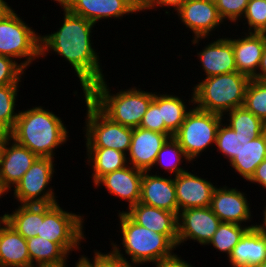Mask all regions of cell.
<instances>
[{
  "label": "cell",
  "instance_id": "obj_39",
  "mask_svg": "<svg viewBox=\"0 0 266 267\" xmlns=\"http://www.w3.org/2000/svg\"><path fill=\"white\" fill-rule=\"evenodd\" d=\"M139 127L158 133H164L169 138L174 135L165 127L162 120L161 109L152 101L142 117Z\"/></svg>",
  "mask_w": 266,
  "mask_h": 267
},
{
  "label": "cell",
  "instance_id": "obj_28",
  "mask_svg": "<svg viewBox=\"0 0 266 267\" xmlns=\"http://www.w3.org/2000/svg\"><path fill=\"white\" fill-rule=\"evenodd\" d=\"M25 239L38 236L40 233V204H18L12 213L0 216Z\"/></svg>",
  "mask_w": 266,
  "mask_h": 267
},
{
  "label": "cell",
  "instance_id": "obj_15",
  "mask_svg": "<svg viewBox=\"0 0 266 267\" xmlns=\"http://www.w3.org/2000/svg\"><path fill=\"white\" fill-rule=\"evenodd\" d=\"M208 178H202L190 171L180 173L174 177L176 198L179 211L188 208L210 207L214 186Z\"/></svg>",
  "mask_w": 266,
  "mask_h": 267
},
{
  "label": "cell",
  "instance_id": "obj_22",
  "mask_svg": "<svg viewBox=\"0 0 266 267\" xmlns=\"http://www.w3.org/2000/svg\"><path fill=\"white\" fill-rule=\"evenodd\" d=\"M244 33V34H243ZM241 37L229 38L232 42L237 71L251 79L257 74L266 44V33L242 32Z\"/></svg>",
  "mask_w": 266,
  "mask_h": 267
},
{
  "label": "cell",
  "instance_id": "obj_37",
  "mask_svg": "<svg viewBox=\"0 0 266 267\" xmlns=\"http://www.w3.org/2000/svg\"><path fill=\"white\" fill-rule=\"evenodd\" d=\"M26 72L19 62L8 56L0 55V87L21 85V78Z\"/></svg>",
  "mask_w": 266,
  "mask_h": 267
},
{
  "label": "cell",
  "instance_id": "obj_11",
  "mask_svg": "<svg viewBox=\"0 0 266 267\" xmlns=\"http://www.w3.org/2000/svg\"><path fill=\"white\" fill-rule=\"evenodd\" d=\"M175 14L186 29L189 28L188 30L194 34L191 40L194 47L199 45L201 40L210 38L216 29L221 28V24H225L216 4L207 0H186Z\"/></svg>",
  "mask_w": 266,
  "mask_h": 267
},
{
  "label": "cell",
  "instance_id": "obj_34",
  "mask_svg": "<svg viewBox=\"0 0 266 267\" xmlns=\"http://www.w3.org/2000/svg\"><path fill=\"white\" fill-rule=\"evenodd\" d=\"M21 85H5L0 87V124L10 132L16 123L19 112L15 111ZM17 112V113H16Z\"/></svg>",
  "mask_w": 266,
  "mask_h": 267
},
{
  "label": "cell",
  "instance_id": "obj_49",
  "mask_svg": "<svg viewBox=\"0 0 266 267\" xmlns=\"http://www.w3.org/2000/svg\"><path fill=\"white\" fill-rule=\"evenodd\" d=\"M264 204H266V203H264ZM263 207H264V210L262 213H263V220L264 221L262 222V224L261 223L260 224L255 223V227H258V228L266 227V205Z\"/></svg>",
  "mask_w": 266,
  "mask_h": 267
},
{
  "label": "cell",
  "instance_id": "obj_56",
  "mask_svg": "<svg viewBox=\"0 0 266 267\" xmlns=\"http://www.w3.org/2000/svg\"><path fill=\"white\" fill-rule=\"evenodd\" d=\"M207 1L216 4L219 0H207Z\"/></svg>",
  "mask_w": 266,
  "mask_h": 267
},
{
  "label": "cell",
  "instance_id": "obj_43",
  "mask_svg": "<svg viewBox=\"0 0 266 267\" xmlns=\"http://www.w3.org/2000/svg\"><path fill=\"white\" fill-rule=\"evenodd\" d=\"M93 252L91 259L86 255H79L80 258L75 262V267H99V251L96 249Z\"/></svg>",
  "mask_w": 266,
  "mask_h": 267
},
{
  "label": "cell",
  "instance_id": "obj_26",
  "mask_svg": "<svg viewBox=\"0 0 266 267\" xmlns=\"http://www.w3.org/2000/svg\"><path fill=\"white\" fill-rule=\"evenodd\" d=\"M86 152V163L92 167L94 184L105 174L128 165L127 155L112 148H86Z\"/></svg>",
  "mask_w": 266,
  "mask_h": 267
},
{
  "label": "cell",
  "instance_id": "obj_48",
  "mask_svg": "<svg viewBox=\"0 0 266 267\" xmlns=\"http://www.w3.org/2000/svg\"><path fill=\"white\" fill-rule=\"evenodd\" d=\"M10 190L3 184L2 180L0 179V198H3V196L8 194ZM2 196V197H1Z\"/></svg>",
  "mask_w": 266,
  "mask_h": 267
},
{
  "label": "cell",
  "instance_id": "obj_16",
  "mask_svg": "<svg viewBox=\"0 0 266 267\" xmlns=\"http://www.w3.org/2000/svg\"><path fill=\"white\" fill-rule=\"evenodd\" d=\"M169 137L141 127L132 129V138L127 162L132 167L144 171H151L157 154Z\"/></svg>",
  "mask_w": 266,
  "mask_h": 267
},
{
  "label": "cell",
  "instance_id": "obj_4",
  "mask_svg": "<svg viewBox=\"0 0 266 267\" xmlns=\"http://www.w3.org/2000/svg\"><path fill=\"white\" fill-rule=\"evenodd\" d=\"M107 79L93 84L85 96L110 120L129 128L139 127L142 117L154 99V92H145L138 87L120 89L111 93Z\"/></svg>",
  "mask_w": 266,
  "mask_h": 267
},
{
  "label": "cell",
  "instance_id": "obj_55",
  "mask_svg": "<svg viewBox=\"0 0 266 267\" xmlns=\"http://www.w3.org/2000/svg\"><path fill=\"white\" fill-rule=\"evenodd\" d=\"M45 267H68V263L65 265H60V266H45Z\"/></svg>",
  "mask_w": 266,
  "mask_h": 267
},
{
  "label": "cell",
  "instance_id": "obj_25",
  "mask_svg": "<svg viewBox=\"0 0 266 267\" xmlns=\"http://www.w3.org/2000/svg\"><path fill=\"white\" fill-rule=\"evenodd\" d=\"M26 242L30 256V267L67 264L69 254L58 243L51 242L39 236L28 238Z\"/></svg>",
  "mask_w": 266,
  "mask_h": 267
},
{
  "label": "cell",
  "instance_id": "obj_33",
  "mask_svg": "<svg viewBox=\"0 0 266 267\" xmlns=\"http://www.w3.org/2000/svg\"><path fill=\"white\" fill-rule=\"evenodd\" d=\"M251 140L252 138L236 133L225 121H222L217 131L215 146L218 148L216 151L230 163L240 153L244 144Z\"/></svg>",
  "mask_w": 266,
  "mask_h": 267
},
{
  "label": "cell",
  "instance_id": "obj_21",
  "mask_svg": "<svg viewBox=\"0 0 266 267\" xmlns=\"http://www.w3.org/2000/svg\"><path fill=\"white\" fill-rule=\"evenodd\" d=\"M216 38L197 52L205 78L237 71L232 42L228 37Z\"/></svg>",
  "mask_w": 266,
  "mask_h": 267
},
{
  "label": "cell",
  "instance_id": "obj_45",
  "mask_svg": "<svg viewBox=\"0 0 266 267\" xmlns=\"http://www.w3.org/2000/svg\"><path fill=\"white\" fill-rule=\"evenodd\" d=\"M99 267H125L124 264H119L112 261L105 252L99 251Z\"/></svg>",
  "mask_w": 266,
  "mask_h": 267
},
{
  "label": "cell",
  "instance_id": "obj_14",
  "mask_svg": "<svg viewBox=\"0 0 266 267\" xmlns=\"http://www.w3.org/2000/svg\"><path fill=\"white\" fill-rule=\"evenodd\" d=\"M38 156L9 135L4 136L0 147V179L11 188L22 179Z\"/></svg>",
  "mask_w": 266,
  "mask_h": 267
},
{
  "label": "cell",
  "instance_id": "obj_18",
  "mask_svg": "<svg viewBox=\"0 0 266 267\" xmlns=\"http://www.w3.org/2000/svg\"><path fill=\"white\" fill-rule=\"evenodd\" d=\"M142 175V170L128 164L122 169L105 174L93 185L95 188L103 186L110 195L120 198V201H127V210L140 201Z\"/></svg>",
  "mask_w": 266,
  "mask_h": 267
},
{
  "label": "cell",
  "instance_id": "obj_1",
  "mask_svg": "<svg viewBox=\"0 0 266 267\" xmlns=\"http://www.w3.org/2000/svg\"><path fill=\"white\" fill-rule=\"evenodd\" d=\"M61 8L64 15L61 27L51 34L40 35V57L45 59L50 51L64 57L71 64L85 94L93 84L106 76L91 39L96 24L71 13L64 6Z\"/></svg>",
  "mask_w": 266,
  "mask_h": 267
},
{
  "label": "cell",
  "instance_id": "obj_29",
  "mask_svg": "<svg viewBox=\"0 0 266 267\" xmlns=\"http://www.w3.org/2000/svg\"><path fill=\"white\" fill-rule=\"evenodd\" d=\"M153 102L161 109L162 120L165 122V127L174 135L184 122L187 114L192 110V106L187 107L183 96L180 98L175 94L154 92Z\"/></svg>",
  "mask_w": 266,
  "mask_h": 267
},
{
  "label": "cell",
  "instance_id": "obj_38",
  "mask_svg": "<svg viewBox=\"0 0 266 267\" xmlns=\"http://www.w3.org/2000/svg\"><path fill=\"white\" fill-rule=\"evenodd\" d=\"M248 3L249 0H219L216 7L224 22L235 25L243 18Z\"/></svg>",
  "mask_w": 266,
  "mask_h": 267
},
{
  "label": "cell",
  "instance_id": "obj_42",
  "mask_svg": "<svg viewBox=\"0 0 266 267\" xmlns=\"http://www.w3.org/2000/svg\"><path fill=\"white\" fill-rule=\"evenodd\" d=\"M248 182L258 184V186H262L264 190L266 189V159L256 167L254 174Z\"/></svg>",
  "mask_w": 266,
  "mask_h": 267
},
{
  "label": "cell",
  "instance_id": "obj_23",
  "mask_svg": "<svg viewBox=\"0 0 266 267\" xmlns=\"http://www.w3.org/2000/svg\"><path fill=\"white\" fill-rule=\"evenodd\" d=\"M231 267H253L266 261V239L258 227L249 228L227 258Z\"/></svg>",
  "mask_w": 266,
  "mask_h": 267
},
{
  "label": "cell",
  "instance_id": "obj_44",
  "mask_svg": "<svg viewBox=\"0 0 266 267\" xmlns=\"http://www.w3.org/2000/svg\"><path fill=\"white\" fill-rule=\"evenodd\" d=\"M252 79L266 81V44L264 46L263 55L258 67V72Z\"/></svg>",
  "mask_w": 266,
  "mask_h": 267
},
{
  "label": "cell",
  "instance_id": "obj_13",
  "mask_svg": "<svg viewBox=\"0 0 266 267\" xmlns=\"http://www.w3.org/2000/svg\"><path fill=\"white\" fill-rule=\"evenodd\" d=\"M240 189L231 188L226 185L216 187L210 203L213 213L221 220V222L236 223L245 226H255V224H247L252 221V211L249 206L248 197L245 192ZM246 195V196H245Z\"/></svg>",
  "mask_w": 266,
  "mask_h": 267
},
{
  "label": "cell",
  "instance_id": "obj_10",
  "mask_svg": "<svg viewBox=\"0 0 266 267\" xmlns=\"http://www.w3.org/2000/svg\"><path fill=\"white\" fill-rule=\"evenodd\" d=\"M52 157H38L13 188V197L20 204H55L58 198L51 184L55 173ZM48 188V189H47Z\"/></svg>",
  "mask_w": 266,
  "mask_h": 267
},
{
  "label": "cell",
  "instance_id": "obj_30",
  "mask_svg": "<svg viewBox=\"0 0 266 267\" xmlns=\"http://www.w3.org/2000/svg\"><path fill=\"white\" fill-rule=\"evenodd\" d=\"M223 116V121L236 133L255 139L263 134L264 122L244 106L230 110Z\"/></svg>",
  "mask_w": 266,
  "mask_h": 267
},
{
  "label": "cell",
  "instance_id": "obj_8",
  "mask_svg": "<svg viewBox=\"0 0 266 267\" xmlns=\"http://www.w3.org/2000/svg\"><path fill=\"white\" fill-rule=\"evenodd\" d=\"M191 91V99L185 100L193 108L173 137L193 163L204 151L206 152V149L209 150V146H215L217 131L223 121V116L197 109L194 106L193 90Z\"/></svg>",
  "mask_w": 266,
  "mask_h": 267
},
{
  "label": "cell",
  "instance_id": "obj_27",
  "mask_svg": "<svg viewBox=\"0 0 266 267\" xmlns=\"http://www.w3.org/2000/svg\"><path fill=\"white\" fill-rule=\"evenodd\" d=\"M266 159V139L262 134L246 142L240 153L230 162L234 171L248 181L254 174L256 167Z\"/></svg>",
  "mask_w": 266,
  "mask_h": 267
},
{
  "label": "cell",
  "instance_id": "obj_47",
  "mask_svg": "<svg viewBox=\"0 0 266 267\" xmlns=\"http://www.w3.org/2000/svg\"><path fill=\"white\" fill-rule=\"evenodd\" d=\"M10 7L11 6L5 0H0V16Z\"/></svg>",
  "mask_w": 266,
  "mask_h": 267
},
{
  "label": "cell",
  "instance_id": "obj_5",
  "mask_svg": "<svg viewBox=\"0 0 266 267\" xmlns=\"http://www.w3.org/2000/svg\"><path fill=\"white\" fill-rule=\"evenodd\" d=\"M251 78L238 71L199 80L194 87V106L197 109L225 116L243 106Z\"/></svg>",
  "mask_w": 266,
  "mask_h": 267
},
{
  "label": "cell",
  "instance_id": "obj_53",
  "mask_svg": "<svg viewBox=\"0 0 266 267\" xmlns=\"http://www.w3.org/2000/svg\"><path fill=\"white\" fill-rule=\"evenodd\" d=\"M253 267H266V261L261 263V264H259V265H255Z\"/></svg>",
  "mask_w": 266,
  "mask_h": 267
},
{
  "label": "cell",
  "instance_id": "obj_20",
  "mask_svg": "<svg viewBox=\"0 0 266 267\" xmlns=\"http://www.w3.org/2000/svg\"><path fill=\"white\" fill-rule=\"evenodd\" d=\"M118 212H125L135 223L156 233L166 235L177 246L178 225L175 213L140 202L127 211L119 210Z\"/></svg>",
  "mask_w": 266,
  "mask_h": 267
},
{
  "label": "cell",
  "instance_id": "obj_3",
  "mask_svg": "<svg viewBox=\"0 0 266 267\" xmlns=\"http://www.w3.org/2000/svg\"><path fill=\"white\" fill-rule=\"evenodd\" d=\"M117 217L120 219L118 221L122 235L120 241L125 254L121 252L119 244L111 242L112 248L105 254L112 261L128 266H140L145 263L158 262L174 254L173 251L177 246L166 235L135 223L125 212H118Z\"/></svg>",
  "mask_w": 266,
  "mask_h": 267
},
{
  "label": "cell",
  "instance_id": "obj_35",
  "mask_svg": "<svg viewBox=\"0 0 266 267\" xmlns=\"http://www.w3.org/2000/svg\"><path fill=\"white\" fill-rule=\"evenodd\" d=\"M243 106L266 123V81L250 80Z\"/></svg>",
  "mask_w": 266,
  "mask_h": 267
},
{
  "label": "cell",
  "instance_id": "obj_31",
  "mask_svg": "<svg viewBox=\"0 0 266 267\" xmlns=\"http://www.w3.org/2000/svg\"><path fill=\"white\" fill-rule=\"evenodd\" d=\"M184 160L189 164L192 163L179 145V142L174 137H170L158 152L153 168L155 167L158 170L160 166L165 173L168 172V174L170 173L171 176L175 177L187 171L183 166H180Z\"/></svg>",
  "mask_w": 266,
  "mask_h": 267
},
{
  "label": "cell",
  "instance_id": "obj_54",
  "mask_svg": "<svg viewBox=\"0 0 266 267\" xmlns=\"http://www.w3.org/2000/svg\"><path fill=\"white\" fill-rule=\"evenodd\" d=\"M263 135L265 136V139H266V123L264 124Z\"/></svg>",
  "mask_w": 266,
  "mask_h": 267
},
{
  "label": "cell",
  "instance_id": "obj_7",
  "mask_svg": "<svg viewBox=\"0 0 266 267\" xmlns=\"http://www.w3.org/2000/svg\"><path fill=\"white\" fill-rule=\"evenodd\" d=\"M84 216L64 210L59 202L40 204L39 237L58 243L70 256L72 251L80 250L81 241H85L83 231Z\"/></svg>",
  "mask_w": 266,
  "mask_h": 267
},
{
  "label": "cell",
  "instance_id": "obj_46",
  "mask_svg": "<svg viewBox=\"0 0 266 267\" xmlns=\"http://www.w3.org/2000/svg\"><path fill=\"white\" fill-rule=\"evenodd\" d=\"M137 13L142 12L145 0H125Z\"/></svg>",
  "mask_w": 266,
  "mask_h": 267
},
{
  "label": "cell",
  "instance_id": "obj_51",
  "mask_svg": "<svg viewBox=\"0 0 266 267\" xmlns=\"http://www.w3.org/2000/svg\"><path fill=\"white\" fill-rule=\"evenodd\" d=\"M55 3H57L60 6H63L68 0H53Z\"/></svg>",
  "mask_w": 266,
  "mask_h": 267
},
{
  "label": "cell",
  "instance_id": "obj_9",
  "mask_svg": "<svg viewBox=\"0 0 266 267\" xmlns=\"http://www.w3.org/2000/svg\"><path fill=\"white\" fill-rule=\"evenodd\" d=\"M86 104L85 128L86 148H112L127 155L132 138V128L115 123L105 116L83 94Z\"/></svg>",
  "mask_w": 266,
  "mask_h": 267
},
{
  "label": "cell",
  "instance_id": "obj_40",
  "mask_svg": "<svg viewBox=\"0 0 266 267\" xmlns=\"http://www.w3.org/2000/svg\"><path fill=\"white\" fill-rule=\"evenodd\" d=\"M186 2V0H145L144 5H143V12L147 10H156V8H169L171 7L174 9V11H178L181 6Z\"/></svg>",
  "mask_w": 266,
  "mask_h": 267
},
{
  "label": "cell",
  "instance_id": "obj_19",
  "mask_svg": "<svg viewBox=\"0 0 266 267\" xmlns=\"http://www.w3.org/2000/svg\"><path fill=\"white\" fill-rule=\"evenodd\" d=\"M63 6L94 24L102 19L121 20L123 16L136 14L125 0H68Z\"/></svg>",
  "mask_w": 266,
  "mask_h": 267
},
{
  "label": "cell",
  "instance_id": "obj_50",
  "mask_svg": "<svg viewBox=\"0 0 266 267\" xmlns=\"http://www.w3.org/2000/svg\"><path fill=\"white\" fill-rule=\"evenodd\" d=\"M0 135L7 136L9 132L0 124Z\"/></svg>",
  "mask_w": 266,
  "mask_h": 267
},
{
  "label": "cell",
  "instance_id": "obj_41",
  "mask_svg": "<svg viewBox=\"0 0 266 267\" xmlns=\"http://www.w3.org/2000/svg\"><path fill=\"white\" fill-rule=\"evenodd\" d=\"M153 264L155 267H194L191 263L183 260L180 255L178 256L177 253L152 263V265Z\"/></svg>",
  "mask_w": 266,
  "mask_h": 267
},
{
  "label": "cell",
  "instance_id": "obj_57",
  "mask_svg": "<svg viewBox=\"0 0 266 267\" xmlns=\"http://www.w3.org/2000/svg\"><path fill=\"white\" fill-rule=\"evenodd\" d=\"M4 136L0 135V147H1V142L3 140Z\"/></svg>",
  "mask_w": 266,
  "mask_h": 267
},
{
  "label": "cell",
  "instance_id": "obj_52",
  "mask_svg": "<svg viewBox=\"0 0 266 267\" xmlns=\"http://www.w3.org/2000/svg\"><path fill=\"white\" fill-rule=\"evenodd\" d=\"M260 230L262 231V233L266 239V227H262V228H260Z\"/></svg>",
  "mask_w": 266,
  "mask_h": 267
},
{
  "label": "cell",
  "instance_id": "obj_17",
  "mask_svg": "<svg viewBox=\"0 0 266 267\" xmlns=\"http://www.w3.org/2000/svg\"><path fill=\"white\" fill-rule=\"evenodd\" d=\"M155 175L151 171H144L141 182L140 203L173 212L178 216V204L174 177Z\"/></svg>",
  "mask_w": 266,
  "mask_h": 267
},
{
  "label": "cell",
  "instance_id": "obj_32",
  "mask_svg": "<svg viewBox=\"0 0 266 267\" xmlns=\"http://www.w3.org/2000/svg\"><path fill=\"white\" fill-rule=\"evenodd\" d=\"M252 227L255 226L221 222L207 246L212 245L217 251L219 250V252L225 253L229 257L244 233Z\"/></svg>",
  "mask_w": 266,
  "mask_h": 267
},
{
  "label": "cell",
  "instance_id": "obj_24",
  "mask_svg": "<svg viewBox=\"0 0 266 267\" xmlns=\"http://www.w3.org/2000/svg\"><path fill=\"white\" fill-rule=\"evenodd\" d=\"M0 267H30L26 239L5 220L0 221Z\"/></svg>",
  "mask_w": 266,
  "mask_h": 267
},
{
  "label": "cell",
  "instance_id": "obj_36",
  "mask_svg": "<svg viewBox=\"0 0 266 267\" xmlns=\"http://www.w3.org/2000/svg\"><path fill=\"white\" fill-rule=\"evenodd\" d=\"M243 20V25L248 24L247 33H266V1L249 0Z\"/></svg>",
  "mask_w": 266,
  "mask_h": 267
},
{
  "label": "cell",
  "instance_id": "obj_12",
  "mask_svg": "<svg viewBox=\"0 0 266 267\" xmlns=\"http://www.w3.org/2000/svg\"><path fill=\"white\" fill-rule=\"evenodd\" d=\"M220 224L221 220L210 207L188 208L179 211L177 248L188 240L198 242L202 246L207 245Z\"/></svg>",
  "mask_w": 266,
  "mask_h": 267
},
{
  "label": "cell",
  "instance_id": "obj_6",
  "mask_svg": "<svg viewBox=\"0 0 266 267\" xmlns=\"http://www.w3.org/2000/svg\"><path fill=\"white\" fill-rule=\"evenodd\" d=\"M0 55L21 61L27 70L40 57V33L28 26L10 7L0 16Z\"/></svg>",
  "mask_w": 266,
  "mask_h": 267
},
{
  "label": "cell",
  "instance_id": "obj_2",
  "mask_svg": "<svg viewBox=\"0 0 266 267\" xmlns=\"http://www.w3.org/2000/svg\"><path fill=\"white\" fill-rule=\"evenodd\" d=\"M18 112L9 136L38 157L55 158V150L67 143L70 137L62 118L42 106Z\"/></svg>",
  "mask_w": 266,
  "mask_h": 267
}]
</instances>
